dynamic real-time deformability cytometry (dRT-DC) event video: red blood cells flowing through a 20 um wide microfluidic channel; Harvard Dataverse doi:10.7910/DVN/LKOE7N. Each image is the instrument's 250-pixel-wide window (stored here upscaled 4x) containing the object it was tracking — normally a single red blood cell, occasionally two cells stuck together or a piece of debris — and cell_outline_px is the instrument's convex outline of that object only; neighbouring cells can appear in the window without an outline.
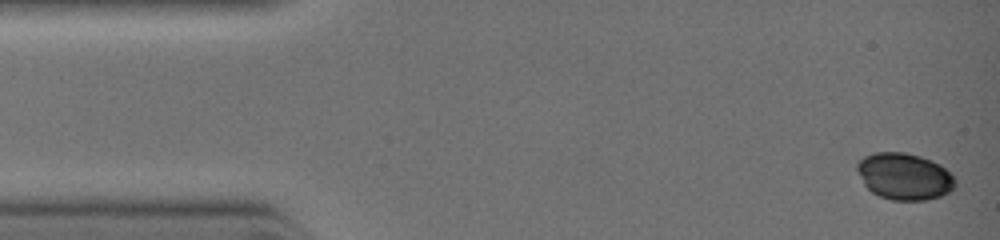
{"species": "common noctule bat (a hibernating species)", "species_latin": "Nyctalus noctula", "temperature_condition": "warm", "stored_images_in_passage": 51, "camera_frame_rate_fps": 3000, "um_per_image_px": 0.085, "animal": {"sex": "female", "body_mass_g": 19.0, "forearm_length_mm": 51.5}, "frame": {"image": 1, "passage_image": 1, "time_ms": 0.0, "image_size_px": [1000, 240], "cell_outline_px": [[956, 184], [948, 192], [940, 196], [924, 200], [892, 200], [880, 196], [872, 192], [864, 184], [856, 168], [856, 164], [864, 156], [876, 152], [904, 152], [920, 156], [932, 160], [940, 164], [956, 180]], "centroid_in_image_um": [76.86, 14.98], "position_along_channel_um": 8.1, "area_um2": 26.53}}
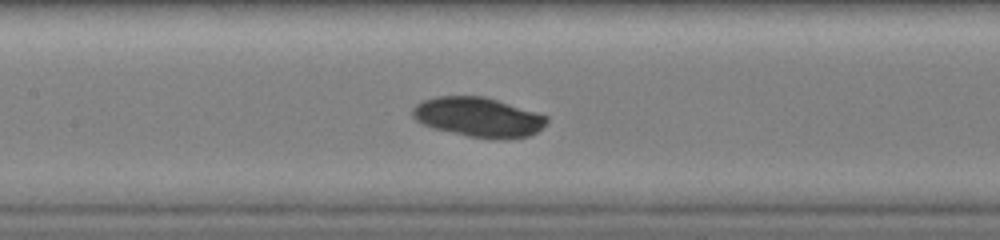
{"frame": {"image": 2, "passage_image": 30, "time_ms": 4.667, "image_size_px": [1000, 240], "cell_outline_px": [[548, 120], [536, 132], [528, 136], [508, 140], [496, 140], [468, 136], [432, 128], [420, 124], [412, 116], [412, 108], [420, 100], [436, 96], [484, 96], [548, 116]], "centroid_in_image_um": [40.61, 9.97], "position_along_channel_um": 166.8, "area_um2": 31.21}}
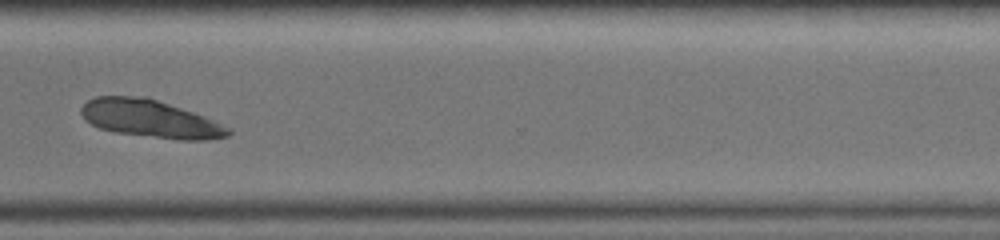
{"frame": {"image": 3, "passage_image": 50, "time_ms": 8.0, "image_size_px": [1000, 240], "cell_outline_px": [[232, 132], [228, 136], [208, 140], [180, 140], [116, 132], [100, 128], [84, 120], [80, 112], [80, 108], [88, 100], [96, 96], [128, 96], [156, 100], [204, 116], [232, 128]], "centroid_in_image_um": [12.78, 10.11], "position_along_channel_um": 357.8, "area_um2": 31.91}}